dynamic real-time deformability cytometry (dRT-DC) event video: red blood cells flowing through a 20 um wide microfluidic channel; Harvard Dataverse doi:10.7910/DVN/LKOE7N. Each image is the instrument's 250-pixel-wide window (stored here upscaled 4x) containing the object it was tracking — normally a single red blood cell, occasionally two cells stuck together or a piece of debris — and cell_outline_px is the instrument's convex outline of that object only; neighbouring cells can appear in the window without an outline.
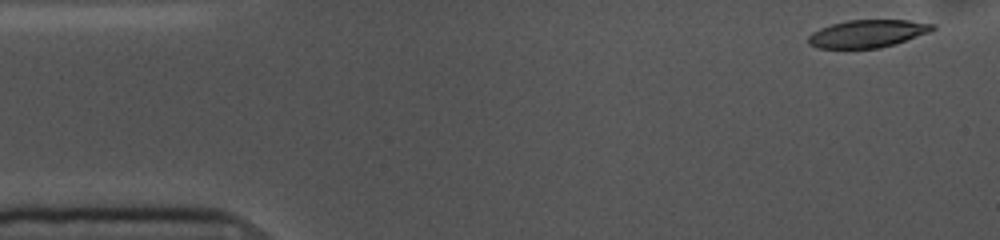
{"species": "common noctule bat (a hibernating species)", "species_latin": "Nyctalus noctula", "temperature_condition": "cold", "stored_images_in_passage": 53, "camera_frame_rate_fps": 3000, "um_per_image_px": 0.085, "animal": {"sex": "female", "body_mass_g": 10.0, "forearm_length_mm": 53.1}, "frame": {"image": 1, "passage_image": 2, "time_ms": 0.333, "image_size_px": [1000, 240], "cell_outline_px": [[936, 28], [932, 32], [880, 48], [816, 48], [808, 44], [808, 36], [812, 32], [820, 28], [832, 24], [848, 20], [908, 20], [936, 24]], "centroid_in_image_um": [73.76, 2.85], "position_along_channel_um": 11.2, "area_um2": 20.11}}
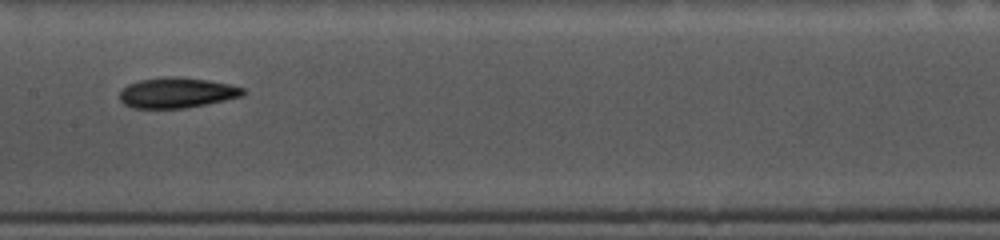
{"frame": {"image": 2, "passage_image": 25, "time_ms": 8.0, "image_size_px": [1000, 240], "cell_outline_px": [[244, 96], [184, 108], [132, 108], [124, 104], [120, 100], [120, 92], [128, 84], [140, 80], [164, 76], [176, 76], [208, 80], [228, 84], [244, 88]], "centroid_in_image_um": [15.01, 7.87], "position_along_channel_um": 192.4, "area_um2": 21.73}}
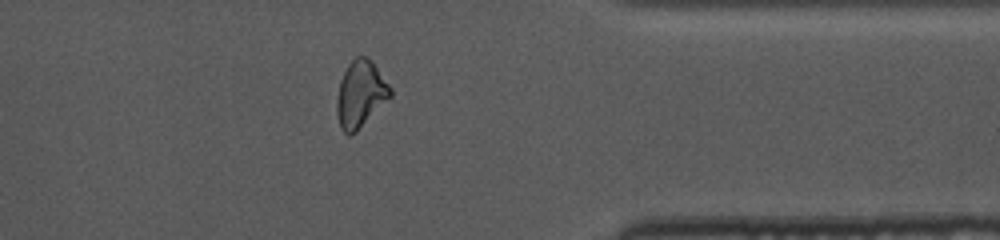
{"frame": {"image": 3, "passage_image": 42, "time_ms": 13.667, "image_size_px": [1000, 240], "cell_outline_px": [[392, 96], [356, 132], [348, 136], [340, 128], [336, 112], [336, 100], [340, 80], [348, 64], [356, 56], [364, 56], [372, 60], [392, 88]], "centroid_in_image_um": [30.64, 8.0], "position_along_channel_um": 380.8, "area_um2": 20.98}, "authors_computed_cell_mechanics": {"area_um2": 21.4438, "velocity_mm_per_s": 3.597, "shape_relaxation_time_tau1_ms": 5.2231, "shape_relaxation_time_tau2_ms": null, "deformation_change_tau1": 0.1578, "deformation_change_tau2": null}}